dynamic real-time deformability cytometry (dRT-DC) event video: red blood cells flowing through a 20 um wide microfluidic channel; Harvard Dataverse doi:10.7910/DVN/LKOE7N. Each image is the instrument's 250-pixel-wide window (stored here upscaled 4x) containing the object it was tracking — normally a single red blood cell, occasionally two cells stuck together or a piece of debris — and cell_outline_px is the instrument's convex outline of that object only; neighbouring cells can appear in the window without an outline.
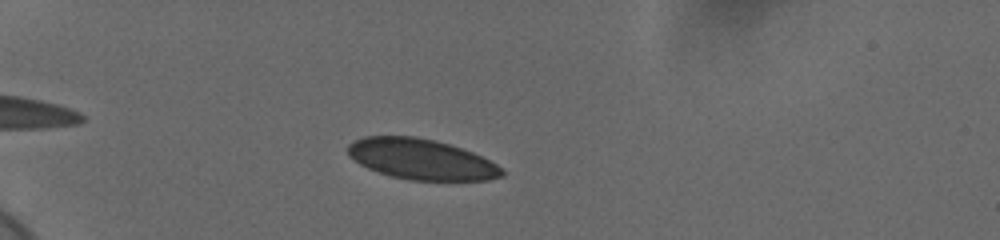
{"species": "human", "species_latin": "Homo sapiens", "temperature_condition": "cold", "stored_images_in_passage": 45, "camera_frame_rate_fps": 3000, "um_per_image_px": 0.085, "donor": {"sex": "female"}, "frame": {"image": 1, "passage_image": 10, "time_ms": 3.0, "image_size_px": [1000, 240], "cell_outline_px": [[504, 176], [488, 180], [408, 180], [388, 176], [368, 168], [360, 164], [348, 156], [348, 144], [364, 136], [416, 136], [448, 144], [472, 152], [496, 164], [504, 172]], "centroid_in_image_um": [35.77, 13.54], "position_along_channel_um": 49.2, "area_um2": 36.24}}
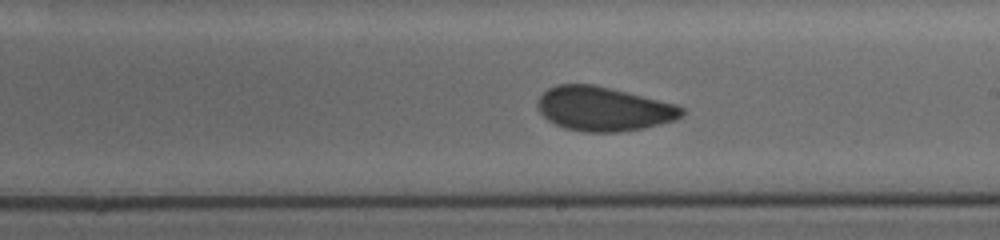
{"frame": {"image": 2, "passage_image": 29, "time_ms": 9.333, "image_size_px": [1000, 240], "cell_outline_px": [[684, 112], [676, 120], [644, 128], [616, 132], [584, 132], [564, 128], [548, 120], [540, 112], [536, 104], [540, 96], [548, 88], [556, 84], [592, 84], [676, 104], [684, 108]], "centroid_in_image_um": [51.28, 9.26], "position_along_channel_um": 237.7, "area_um2": 36.93}}
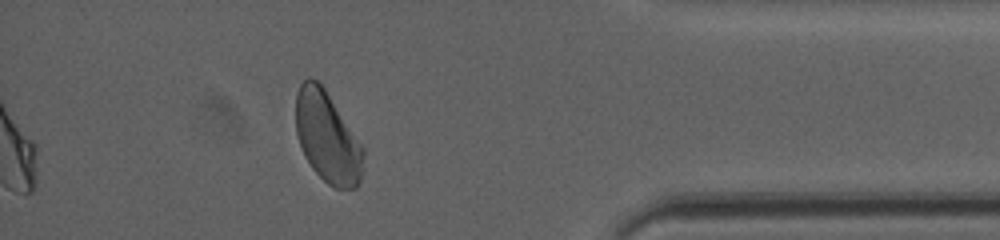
{"frame": {"image": 3, "passage_image": 45, "time_ms": 14.667, "image_size_px": [1000, 240], "cell_outline_px": [[364, 152], [360, 180], [356, 188], [332, 188], [312, 168], [304, 156], [296, 132], [296, 92], [300, 84], [308, 76], [316, 80], [324, 88], [364, 148]], "centroid_in_image_um": [27.81, 11.67], "position_along_channel_um": 407.4, "area_um2": 35.49}, "authors_computed_cell_mechanics": {"area_um2": 36.9342, "velocity_mm_per_s": 3.6509, "shape_relaxation_time_tau1_ms": 5.2032, "shape_relaxation_time_tau2_ms": 0.9951, "deformation_change_tau1": 0.0908, "deformation_change_tau2": 0.0553}}